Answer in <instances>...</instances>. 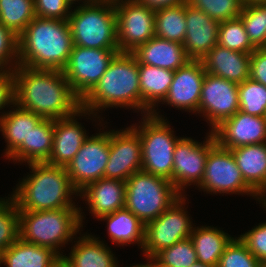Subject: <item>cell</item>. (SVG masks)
I'll return each instance as SVG.
<instances>
[{
  "mask_svg": "<svg viewBox=\"0 0 266 267\" xmlns=\"http://www.w3.org/2000/svg\"><path fill=\"white\" fill-rule=\"evenodd\" d=\"M239 111L249 115L266 116V86L252 79L238 84Z\"/></svg>",
  "mask_w": 266,
  "mask_h": 267,
  "instance_id": "cell-35",
  "label": "cell"
},
{
  "mask_svg": "<svg viewBox=\"0 0 266 267\" xmlns=\"http://www.w3.org/2000/svg\"><path fill=\"white\" fill-rule=\"evenodd\" d=\"M244 181L262 198L266 195V143L230 149Z\"/></svg>",
  "mask_w": 266,
  "mask_h": 267,
  "instance_id": "cell-26",
  "label": "cell"
},
{
  "mask_svg": "<svg viewBox=\"0 0 266 267\" xmlns=\"http://www.w3.org/2000/svg\"><path fill=\"white\" fill-rule=\"evenodd\" d=\"M1 263H2V252L0 251V266H1Z\"/></svg>",
  "mask_w": 266,
  "mask_h": 267,
  "instance_id": "cell-53",
  "label": "cell"
},
{
  "mask_svg": "<svg viewBox=\"0 0 266 267\" xmlns=\"http://www.w3.org/2000/svg\"><path fill=\"white\" fill-rule=\"evenodd\" d=\"M206 71L201 60H189L174 71L173 82L161 104L198 113L202 85Z\"/></svg>",
  "mask_w": 266,
  "mask_h": 267,
  "instance_id": "cell-18",
  "label": "cell"
},
{
  "mask_svg": "<svg viewBox=\"0 0 266 267\" xmlns=\"http://www.w3.org/2000/svg\"><path fill=\"white\" fill-rule=\"evenodd\" d=\"M242 1L244 5H248V4H259L263 0H242Z\"/></svg>",
  "mask_w": 266,
  "mask_h": 267,
  "instance_id": "cell-48",
  "label": "cell"
},
{
  "mask_svg": "<svg viewBox=\"0 0 266 267\" xmlns=\"http://www.w3.org/2000/svg\"><path fill=\"white\" fill-rule=\"evenodd\" d=\"M211 132L216 143L226 149L266 143V118L238 111Z\"/></svg>",
  "mask_w": 266,
  "mask_h": 267,
  "instance_id": "cell-17",
  "label": "cell"
},
{
  "mask_svg": "<svg viewBox=\"0 0 266 267\" xmlns=\"http://www.w3.org/2000/svg\"><path fill=\"white\" fill-rule=\"evenodd\" d=\"M125 208L144 224L155 220L182 194L170 180L138 171L126 181Z\"/></svg>",
  "mask_w": 266,
  "mask_h": 267,
  "instance_id": "cell-7",
  "label": "cell"
},
{
  "mask_svg": "<svg viewBox=\"0 0 266 267\" xmlns=\"http://www.w3.org/2000/svg\"><path fill=\"white\" fill-rule=\"evenodd\" d=\"M61 257L51 248L38 246L18 238L2 252L6 267H55Z\"/></svg>",
  "mask_w": 266,
  "mask_h": 267,
  "instance_id": "cell-29",
  "label": "cell"
},
{
  "mask_svg": "<svg viewBox=\"0 0 266 267\" xmlns=\"http://www.w3.org/2000/svg\"><path fill=\"white\" fill-rule=\"evenodd\" d=\"M250 55L251 53L232 51L216 44L201 62L207 73L240 84L249 79Z\"/></svg>",
  "mask_w": 266,
  "mask_h": 267,
  "instance_id": "cell-22",
  "label": "cell"
},
{
  "mask_svg": "<svg viewBox=\"0 0 266 267\" xmlns=\"http://www.w3.org/2000/svg\"><path fill=\"white\" fill-rule=\"evenodd\" d=\"M15 104L43 119L57 120L81 109L63 71L18 65L14 70Z\"/></svg>",
  "mask_w": 266,
  "mask_h": 267,
  "instance_id": "cell-1",
  "label": "cell"
},
{
  "mask_svg": "<svg viewBox=\"0 0 266 267\" xmlns=\"http://www.w3.org/2000/svg\"><path fill=\"white\" fill-rule=\"evenodd\" d=\"M119 49H95L73 46L62 70L74 93L82 100L99 82Z\"/></svg>",
  "mask_w": 266,
  "mask_h": 267,
  "instance_id": "cell-12",
  "label": "cell"
},
{
  "mask_svg": "<svg viewBox=\"0 0 266 267\" xmlns=\"http://www.w3.org/2000/svg\"><path fill=\"white\" fill-rule=\"evenodd\" d=\"M73 46L67 20L35 17L18 36V65L62 71Z\"/></svg>",
  "mask_w": 266,
  "mask_h": 267,
  "instance_id": "cell-2",
  "label": "cell"
},
{
  "mask_svg": "<svg viewBox=\"0 0 266 267\" xmlns=\"http://www.w3.org/2000/svg\"><path fill=\"white\" fill-rule=\"evenodd\" d=\"M138 61L132 53L119 52L110 61L95 87L81 100V108L95 116L102 109L126 107L140 111ZM96 112V113H95Z\"/></svg>",
  "mask_w": 266,
  "mask_h": 267,
  "instance_id": "cell-4",
  "label": "cell"
},
{
  "mask_svg": "<svg viewBox=\"0 0 266 267\" xmlns=\"http://www.w3.org/2000/svg\"><path fill=\"white\" fill-rule=\"evenodd\" d=\"M140 111L151 114L159 102H163L173 82L174 71L139 64Z\"/></svg>",
  "mask_w": 266,
  "mask_h": 267,
  "instance_id": "cell-24",
  "label": "cell"
},
{
  "mask_svg": "<svg viewBox=\"0 0 266 267\" xmlns=\"http://www.w3.org/2000/svg\"><path fill=\"white\" fill-rule=\"evenodd\" d=\"M34 5L36 17L57 20H68L74 7L68 0H34Z\"/></svg>",
  "mask_w": 266,
  "mask_h": 267,
  "instance_id": "cell-42",
  "label": "cell"
},
{
  "mask_svg": "<svg viewBox=\"0 0 266 267\" xmlns=\"http://www.w3.org/2000/svg\"><path fill=\"white\" fill-rule=\"evenodd\" d=\"M55 267H70L67 263H65L62 259H60L56 264Z\"/></svg>",
  "mask_w": 266,
  "mask_h": 267,
  "instance_id": "cell-50",
  "label": "cell"
},
{
  "mask_svg": "<svg viewBox=\"0 0 266 267\" xmlns=\"http://www.w3.org/2000/svg\"><path fill=\"white\" fill-rule=\"evenodd\" d=\"M217 267H262V263L238 237H233L226 245Z\"/></svg>",
  "mask_w": 266,
  "mask_h": 267,
  "instance_id": "cell-40",
  "label": "cell"
},
{
  "mask_svg": "<svg viewBox=\"0 0 266 267\" xmlns=\"http://www.w3.org/2000/svg\"><path fill=\"white\" fill-rule=\"evenodd\" d=\"M187 3L219 22L239 17L244 7L242 0H187Z\"/></svg>",
  "mask_w": 266,
  "mask_h": 267,
  "instance_id": "cell-39",
  "label": "cell"
},
{
  "mask_svg": "<svg viewBox=\"0 0 266 267\" xmlns=\"http://www.w3.org/2000/svg\"><path fill=\"white\" fill-rule=\"evenodd\" d=\"M98 220H107V233L112 243L119 246L137 243L142 249L145 224L127 208L124 207L114 213L103 215Z\"/></svg>",
  "mask_w": 266,
  "mask_h": 267,
  "instance_id": "cell-30",
  "label": "cell"
},
{
  "mask_svg": "<svg viewBox=\"0 0 266 267\" xmlns=\"http://www.w3.org/2000/svg\"><path fill=\"white\" fill-rule=\"evenodd\" d=\"M186 34L183 42L190 60H201L218 44L219 21L185 3Z\"/></svg>",
  "mask_w": 266,
  "mask_h": 267,
  "instance_id": "cell-20",
  "label": "cell"
},
{
  "mask_svg": "<svg viewBox=\"0 0 266 267\" xmlns=\"http://www.w3.org/2000/svg\"><path fill=\"white\" fill-rule=\"evenodd\" d=\"M81 211V207L42 211L19 210V238L51 248L62 257L61 247L73 238L76 239L73 236H77L81 227L83 228L84 212Z\"/></svg>",
  "mask_w": 266,
  "mask_h": 267,
  "instance_id": "cell-5",
  "label": "cell"
},
{
  "mask_svg": "<svg viewBox=\"0 0 266 267\" xmlns=\"http://www.w3.org/2000/svg\"><path fill=\"white\" fill-rule=\"evenodd\" d=\"M17 66L18 36L3 24H0V72L13 71Z\"/></svg>",
  "mask_w": 266,
  "mask_h": 267,
  "instance_id": "cell-41",
  "label": "cell"
},
{
  "mask_svg": "<svg viewBox=\"0 0 266 267\" xmlns=\"http://www.w3.org/2000/svg\"><path fill=\"white\" fill-rule=\"evenodd\" d=\"M238 238L261 263L266 261V221L254 226Z\"/></svg>",
  "mask_w": 266,
  "mask_h": 267,
  "instance_id": "cell-43",
  "label": "cell"
},
{
  "mask_svg": "<svg viewBox=\"0 0 266 267\" xmlns=\"http://www.w3.org/2000/svg\"><path fill=\"white\" fill-rule=\"evenodd\" d=\"M198 262L217 267L226 245L231 241L228 233L217 227H194L190 235Z\"/></svg>",
  "mask_w": 266,
  "mask_h": 267,
  "instance_id": "cell-31",
  "label": "cell"
},
{
  "mask_svg": "<svg viewBox=\"0 0 266 267\" xmlns=\"http://www.w3.org/2000/svg\"><path fill=\"white\" fill-rule=\"evenodd\" d=\"M262 267H266V261L262 263Z\"/></svg>",
  "mask_w": 266,
  "mask_h": 267,
  "instance_id": "cell-54",
  "label": "cell"
},
{
  "mask_svg": "<svg viewBox=\"0 0 266 267\" xmlns=\"http://www.w3.org/2000/svg\"><path fill=\"white\" fill-rule=\"evenodd\" d=\"M9 112H2L0 116V131L5 142L6 159L21 145L28 144V136L37 124L43 119L30 110L23 109L13 104ZM16 107V108H14Z\"/></svg>",
  "mask_w": 266,
  "mask_h": 267,
  "instance_id": "cell-27",
  "label": "cell"
},
{
  "mask_svg": "<svg viewBox=\"0 0 266 267\" xmlns=\"http://www.w3.org/2000/svg\"><path fill=\"white\" fill-rule=\"evenodd\" d=\"M109 131L88 136L66 167L73 186L81 191L91 182L104 178L109 159Z\"/></svg>",
  "mask_w": 266,
  "mask_h": 267,
  "instance_id": "cell-13",
  "label": "cell"
},
{
  "mask_svg": "<svg viewBox=\"0 0 266 267\" xmlns=\"http://www.w3.org/2000/svg\"><path fill=\"white\" fill-rule=\"evenodd\" d=\"M119 52L134 51L155 36V10L138 0H114Z\"/></svg>",
  "mask_w": 266,
  "mask_h": 267,
  "instance_id": "cell-11",
  "label": "cell"
},
{
  "mask_svg": "<svg viewBox=\"0 0 266 267\" xmlns=\"http://www.w3.org/2000/svg\"><path fill=\"white\" fill-rule=\"evenodd\" d=\"M206 193L247 194L260 203L262 198L244 181L230 149L219 146L210 131L208 156L202 182L197 186Z\"/></svg>",
  "mask_w": 266,
  "mask_h": 267,
  "instance_id": "cell-9",
  "label": "cell"
},
{
  "mask_svg": "<svg viewBox=\"0 0 266 267\" xmlns=\"http://www.w3.org/2000/svg\"><path fill=\"white\" fill-rule=\"evenodd\" d=\"M91 112L81 108L71 116L54 120V135L52 153L46 163L67 167L78 153L85 139L89 136L84 127L76 120L83 116H91Z\"/></svg>",
  "mask_w": 266,
  "mask_h": 267,
  "instance_id": "cell-19",
  "label": "cell"
},
{
  "mask_svg": "<svg viewBox=\"0 0 266 267\" xmlns=\"http://www.w3.org/2000/svg\"><path fill=\"white\" fill-rule=\"evenodd\" d=\"M238 111V84L206 72L198 114L207 119L211 131Z\"/></svg>",
  "mask_w": 266,
  "mask_h": 267,
  "instance_id": "cell-14",
  "label": "cell"
},
{
  "mask_svg": "<svg viewBox=\"0 0 266 267\" xmlns=\"http://www.w3.org/2000/svg\"><path fill=\"white\" fill-rule=\"evenodd\" d=\"M28 165L31 174L28 173L10 195L18 210L42 211L78 206L71 195L79 196V191L73 186L66 167L46 162Z\"/></svg>",
  "mask_w": 266,
  "mask_h": 267,
  "instance_id": "cell-3",
  "label": "cell"
},
{
  "mask_svg": "<svg viewBox=\"0 0 266 267\" xmlns=\"http://www.w3.org/2000/svg\"><path fill=\"white\" fill-rule=\"evenodd\" d=\"M206 137L203 143L181 137L175 145L170 181L182 195L185 186H198L202 182L208 156V134Z\"/></svg>",
  "mask_w": 266,
  "mask_h": 267,
  "instance_id": "cell-16",
  "label": "cell"
},
{
  "mask_svg": "<svg viewBox=\"0 0 266 267\" xmlns=\"http://www.w3.org/2000/svg\"><path fill=\"white\" fill-rule=\"evenodd\" d=\"M125 193L126 183L124 181L101 178L86 185L79 191V196L87 201L89 213L98 219L103 215L124 208Z\"/></svg>",
  "mask_w": 266,
  "mask_h": 267,
  "instance_id": "cell-21",
  "label": "cell"
},
{
  "mask_svg": "<svg viewBox=\"0 0 266 267\" xmlns=\"http://www.w3.org/2000/svg\"><path fill=\"white\" fill-rule=\"evenodd\" d=\"M259 5L264 9L266 12V0H263L262 2L259 3Z\"/></svg>",
  "mask_w": 266,
  "mask_h": 267,
  "instance_id": "cell-52",
  "label": "cell"
},
{
  "mask_svg": "<svg viewBox=\"0 0 266 267\" xmlns=\"http://www.w3.org/2000/svg\"><path fill=\"white\" fill-rule=\"evenodd\" d=\"M185 197L182 195L155 220L145 224L144 256L154 257L162 249L190 237L194 227L184 205Z\"/></svg>",
  "mask_w": 266,
  "mask_h": 267,
  "instance_id": "cell-10",
  "label": "cell"
},
{
  "mask_svg": "<svg viewBox=\"0 0 266 267\" xmlns=\"http://www.w3.org/2000/svg\"><path fill=\"white\" fill-rule=\"evenodd\" d=\"M109 159L104 178L126 181L142 169V145L138 133L130 126L109 131Z\"/></svg>",
  "mask_w": 266,
  "mask_h": 267,
  "instance_id": "cell-15",
  "label": "cell"
},
{
  "mask_svg": "<svg viewBox=\"0 0 266 267\" xmlns=\"http://www.w3.org/2000/svg\"><path fill=\"white\" fill-rule=\"evenodd\" d=\"M35 17L34 0H0V24L17 36Z\"/></svg>",
  "mask_w": 266,
  "mask_h": 267,
  "instance_id": "cell-33",
  "label": "cell"
},
{
  "mask_svg": "<svg viewBox=\"0 0 266 267\" xmlns=\"http://www.w3.org/2000/svg\"><path fill=\"white\" fill-rule=\"evenodd\" d=\"M82 235L77 237L78 241L69 255L61 257L65 263L70 267H119L112 250L104 241L89 233Z\"/></svg>",
  "mask_w": 266,
  "mask_h": 267,
  "instance_id": "cell-25",
  "label": "cell"
},
{
  "mask_svg": "<svg viewBox=\"0 0 266 267\" xmlns=\"http://www.w3.org/2000/svg\"><path fill=\"white\" fill-rule=\"evenodd\" d=\"M140 3H143L150 8L157 10L160 8H165L168 6H174L178 4L186 3L187 0H138Z\"/></svg>",
  "mask_w": 266,
  "mask_h": 267,
  "instance_id": "cell-46",
  "label": "cell"
},
{
  "mask_svg": "<svg viewBox=\"0 0 266 267\" xmlns=\"http://www.w3.org/2000/svg\"><path fill=\"white\" fill-rule=\"evenodd\" d=\"M249 78L266 86V48H256L251 53Z\"/></svg>",
  "mask_w": 266,
  "mask_h": 267,
  "instance_id": "cell-44",
  "label": "cell"
},
{
  "mask_svg": "<svg viewBox=\"0 0 266 267\" xmlns=\"http://www.w3.org/2000/svg\"><path fill=\"white\" fill-rule=\"evenodd\" d=\"M155 36L183 44L186 34L185 3L155 10Z\"/></svg>",
  "mask_w": 266,
  "mask_h": 267,
  "instance_id": "cell-32",
  "label": "cell"
},
{
  "mask_svg": "<svg viewBox=\"0 0 266 267\" xmlns=\"http://www.w3.org/2000/svg\"><path fill=\"white\" fill-rule=\"evenodd\" d=\"M67 21L75 46L119 49L114 0L80 4L74 8Z\"/></svg>",
  "mask_w": 266,
  "mask_h": 267,
  "instance_id": "cell-6",
  "label": "cell"
},
{
  "mask_svg": "<svg viewBox=\"0 0 266 267\" xmlns=\"http://www.w3.org/2000/svg\"><path fill=\"white\" fill-rule=\"evenodd\" d=\"M239 17L251 44L255 48H266V12L259 4L244 5Z\"/></svg>",
  "mask_w": 266,
  "mask_h": 267,
  "instance_id": "cell-37",
  "label": "cell"
},
{
  "mask_svg": "<svg viewBox=\"0 0 266 267\" xmlns=\"http://www.w3.org/2000/svg\"><path fill=\"white\" fill-rule=\"evenodd\" d=\"M131 53L137 59L138 64H146L171 71H176L190 60L183 44L156 36L139 45Z\"/></svg>",
  "mask_w": 266,
  "mask_h": 267,
  "instance_id": "cell-23",
  "label": "cell"
},
{
  "mask_svg": "<svg viewBox=\"0 0 266 267\" xmlns=\"http://www.w3.org/2000/svg\"><path fill=\"white\" fill-rule=\"evenodd\" d=\"M14 93L13 71L0 72V110L15 103Z\"/></svg>",
  "mask_w": 266,
  "mask_h": 267,
  "instance_id": "cell-45",
  "label": "cell"
},
{
  "mask_svg": "<svg viewBox=\"0 0 266 267\" xmlns=\"http://www.w3.org/2000/svg\"><path fill=\"white\" fill-rule=\"evenodd\" d=\"M154 110L143 115L140 125H131L142 145V171L171 180L173 152L181 137L174 135L170 123Z\"/></svg>",
  "mask_w": 266,
  "mask_h": 267,
  "instance_id": "cell-8",
  "label": "cell"
},
{
  "mask_svg": "<svg viewBox=\"0 0 266 267\" xmlns=\"http://www.w3.org/2000/svg\"><path fill=\"white\" fill-rule=\"evenodd\" d=\"M19 238V210L12 197L0 198V251Z\"/></svg>",
  "mask_w": 266,
  "mask_h": 267,
  "instance_id": "cell-36",
  "label": "cell"
},
{
  "mask_svg": "<svg viewBox=\"0 0 266 267\" xmlns=\"http://www.w3.org/2000/svg\"><path fill=\"white\" fill-rule=\"evenodd\" d=\"M54 120L42 119L28 136V144H21L8 160L18 163L47 162L53 148Z\"/></svg>",
  "mask_w": 266,
  "mask_h": 267,
  "instance_id": "cell-28",
  "label": "cell"
},
{
  "mask_svg": "<svg viewBox=\"0 0 266 267\" xmlns=\"http://www.w3.org/2000/svg\"><path fill=\"white\" fill-rule=\"evenodd\" d=\"M72 5L73 4H76V3H74V2H78V1H82V0H68ZM94 1H96V0H84V1H82L83 3L82 4H89V3H92V2H94Z\"/></svg>",
  "mask_w": 266,
  "mask_h": 267,
  "instance_id": "cell-51",
  "label": "cell"
},
{
  "mask_svg": "<svg viewBox=\"0 0 266 267\" xmlns=\"http://www.w3.org/2000/svg\"><path fill=\"white\" fill-rule=\"evenodd\" d=\"M146 258L149 261V262L147 261V264L146 263L145 264H137L134 266L132 265L130 267H161L154 257L146 256Z\"/></svg>",
  "mask_w": 266,
  "mask_h": 267,
  "instance_id": "cell-47",
  "label": "cell"
},
{
  "mask_svg": "<svg viewBox=\"0 0 266 267\" xmlns=\"http://www.w3.org/2000/svg\"><path fill=\"white\" fill-rule=\"evenodd\" d=\"M218 44L232 51L252 53L256 48L251 44L240 17L220 22Z\"/></svg>",
  "mask_w": 266,
  "mask_h": 267,
  "instance_id": "cell-34",
  "label": "cell"
},
{
  "mask_svg": "<svg viewBox=\"0 0 266 267\" xmlns=\"http://www.w3.org/2000/svg\"><path fill=\"white\" fill-rule=\"evenodd\" d=\"M189 267H212V266L197 261L196 263L192 264V265L189 266Z\"/></svg>",
  "mask_w": 266,
  "mask_h": 267,
  "instance_id": "cell-49",
  "label": "cell"
},
{
  "mask_svg": "<svg viewBox=\"0 0 266 267\" xmlns=\"http://www.w3.org/2000/svg\"><path fill=\"white\" fill-rule=\"evenodd\" d=\"M154 258L161 267H189L198 261L190 237L178 241L171 247L162 249Z\"/></svg>",
  "mask_w": 266,
  "mask_h": 267,
  "instance_id": "cell-38",
  "label": "cell"
}]
</instances>
